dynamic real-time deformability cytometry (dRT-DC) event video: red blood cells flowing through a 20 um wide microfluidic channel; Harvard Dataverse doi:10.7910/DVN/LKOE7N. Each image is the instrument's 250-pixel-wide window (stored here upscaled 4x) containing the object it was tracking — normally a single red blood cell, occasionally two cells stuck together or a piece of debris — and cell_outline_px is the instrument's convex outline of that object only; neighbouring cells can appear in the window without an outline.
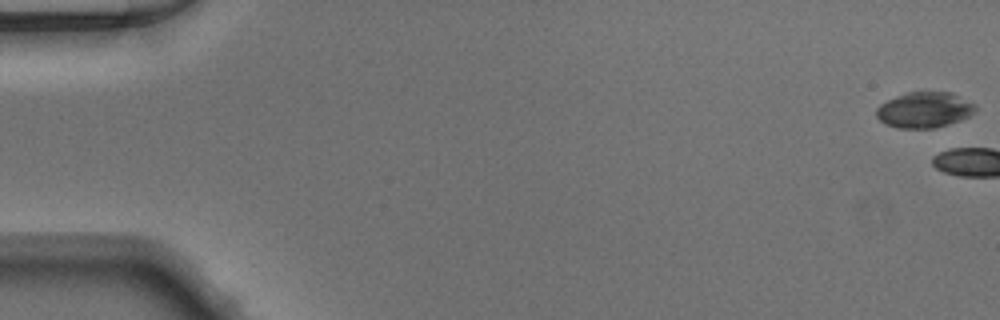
{"species": "Egyptian fruit bat (a non-hibernating species)", "species_latin": "Rousettus aegyptiacus", "temperature_condition": "warm", "stored_images_in_passage": 4, "camera_frame_rate_fps": 3000, "um_per_image_px": 0.085, "animal": {"sex": "male"}, "frame": {"image": 1, "passage_image": 1, "time_ms": 0.0, "image_size_px": [1000, 320], "cell_outline_px": [[976, 112], [960, 120], [936, 128], [900, 128], [888, 124], [880, 120], [876, 116], [876, 108], [880, 104], [896, 96], [908, 92], [952, 92], [976, 104]], "centroid_in_image_um": [78.6, 9.33], "position_along_channel_um": 6.4, "area_um2": 20.58}}